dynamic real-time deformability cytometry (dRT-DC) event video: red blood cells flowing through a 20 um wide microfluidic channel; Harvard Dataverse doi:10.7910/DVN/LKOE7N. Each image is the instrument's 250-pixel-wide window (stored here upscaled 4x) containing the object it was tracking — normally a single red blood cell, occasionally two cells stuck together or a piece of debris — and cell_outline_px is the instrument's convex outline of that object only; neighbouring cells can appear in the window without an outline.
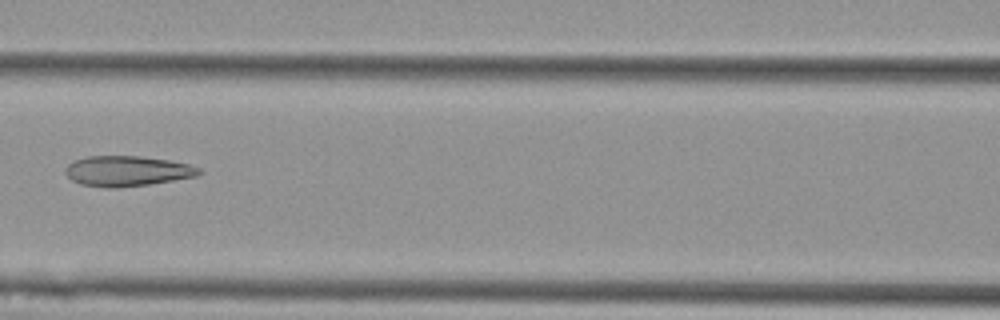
{"species": "Egyptian fruit bat (a non-hibernating species)", "species_latin": "Rousettus aegyptiacus", "temperature_condition": "cold", "stored_images_in_passage": 8, "camera_frame_rate_fps": 3000, "um_per_image_px": 0.085, "animal": {"sex": "female"}, "frame": {"image": 1, "passage_image": 8, "time_ms": 2.333, "image_size_px": [1000, 320], "cell_outline_px": [[204, 172], [196, 176], [148, 184], [116, 188], [108, 188], [80, 184], [72, 180], [64, 172], [64, 168], [72, 160], [88, 156], [140, 156], [168, 160], [188, 164], [200, 168]], "centroid_in_image_um": [10.77, 14.53], "position_along_channel_um": 155.8, "area_um2": 23.64}}